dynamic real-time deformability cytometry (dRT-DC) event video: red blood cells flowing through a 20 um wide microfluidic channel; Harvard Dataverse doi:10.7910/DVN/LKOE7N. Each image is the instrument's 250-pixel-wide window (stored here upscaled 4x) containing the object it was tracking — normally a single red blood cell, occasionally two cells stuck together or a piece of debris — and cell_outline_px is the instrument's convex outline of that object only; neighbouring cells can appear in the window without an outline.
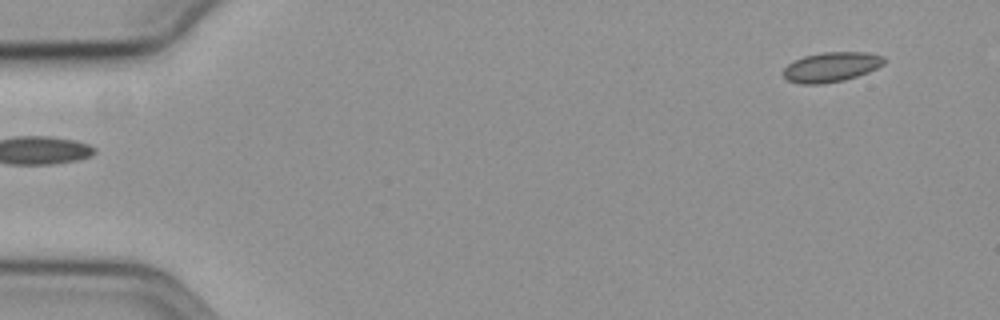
{"species": "common noctule bat (a hibernating species)", "species_latin": "Nyctalus noctula", "temperature_condition": "cold", "stored_images_in_passage": 55, "camera_frame_rate_fps": 3000, "um_per_image_px": 0.085, "animal": {"sex": "female", "body_mass_g": 19.3, "forearm_length_mm": 54.1}, "frame": {"image": 1, "passage_image": 1, "time_ms": 0.0, "image_size_px": [1000, 320], "cell_outline_px": [[884, 64], [868, 72], [844, 80], [824, 84], [800, 84], [784, 80], [780, 72], [788, 64], [804, 56], [820, 52], [868, 52], [884, 56]], "centroid_in_image_um": [70.6, 5.7], "position_along_channel_um": 14.4, "area_um2": 17.74}}
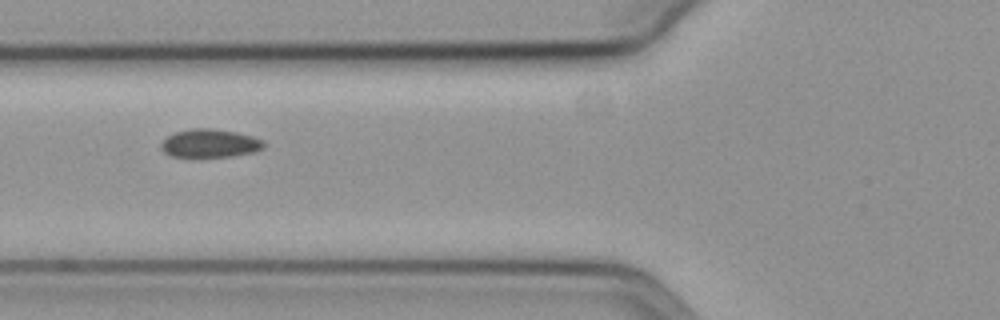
{"frame": {"image": 2, "passage_image": 19, "time_ms": 6.0, "image_size_px": [1000, 320], "cell_outline_px": [[264, 148], [256, 152], [232, 156], [172, 156], [164, 152], [160, 148], [160, 144], [168, 136], [176, 132], [192, 128], [212, 128], [236, 132], [252, 136], [264, 140]], "centroid_in_image_um": [17.87, 12.17], "position_along_channel_um": 107.9, "area_um2": 16.88}}
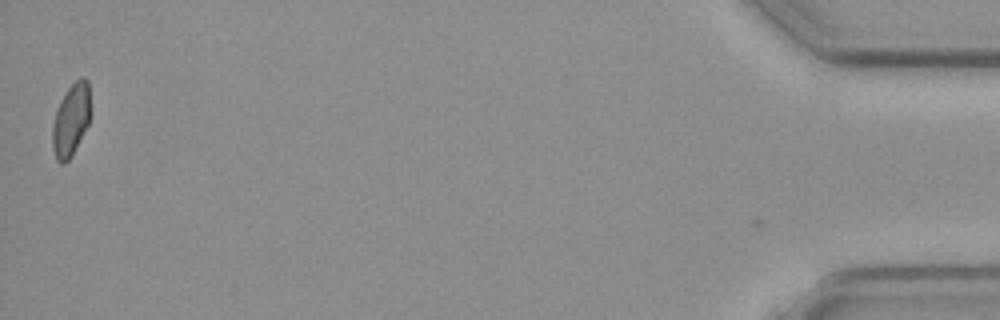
{"frame": {"image": 3, "passage_image": 54, "time_ms": 17.667, "image_size_px": [1000, 320], "cell_outline_px": [[88, 124], [72, 156], [64, 164], [60, 164], [56, 160], [52, 148], [52, 124], [56, 108], [60, 100], [68, 88], [80, 76], [84, 76], [88, 80]], "centroid_in_image_um": [5.98, 10.22], "position_along_channel_um": 429.2, "area_um2": 15.95}}